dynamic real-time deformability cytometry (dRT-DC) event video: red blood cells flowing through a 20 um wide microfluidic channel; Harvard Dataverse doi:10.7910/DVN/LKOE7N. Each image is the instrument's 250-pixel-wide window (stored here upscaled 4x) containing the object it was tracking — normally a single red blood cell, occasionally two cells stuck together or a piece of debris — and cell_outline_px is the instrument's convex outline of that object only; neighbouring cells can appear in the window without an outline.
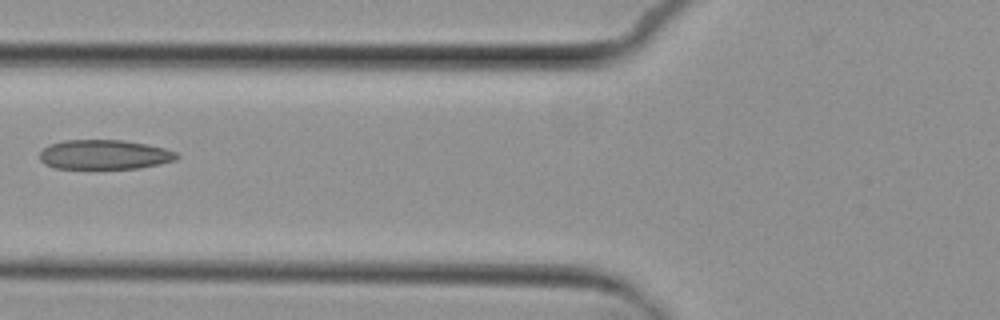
{"species": "common noctule bat (a hibernating species)", "species_latin": "Nyctalus noctula", "temperature_condition": "cold", "stored_images_in_passage": 7, "camera_frame_rate_fps": 3000, "um_per_image_px": 0.085, "animal": {"sex": "female", "body_mass_g": 29.2, "forearm_length_mm": 56.3}, "frame": {"image": 1, "passage_image": 6, "time_ms": 6.0, "image_size_px": [1000, 320], "cell_outline_px": [[180, 156], [176, 160], [160, 164], [140, 168], [56, 168], [44, 164], [40, 160], [40, 152], [48, 144], [64, 140], [124, 140], [164, 148], [176, 152]], "centroid_in_image_um": [8.87, 13.14], "position_along_channel_um": 116.9, "area_um2": 23.58}}
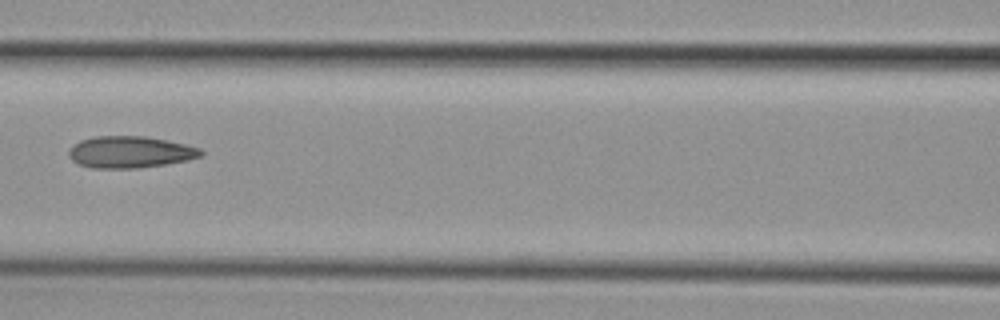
{"frame": {"image": 2, "passage_image": 7, "time_ms": 7.0, "image_size_px": [1000, 320], "cell_outline_px": [[204, 152], [200, 156], [188, 160], [140, 168], [92, 168], [80, 164], [72, 160], [68, 156], [68, 152], [72, 144], [80, 140], [96, 136], [144, 136], [168, 140], [200, 148]], "centroid_in_image_um": [11.03, 12.92], "position_along_channel_um": 155.6, "area_um2": 24.45}}